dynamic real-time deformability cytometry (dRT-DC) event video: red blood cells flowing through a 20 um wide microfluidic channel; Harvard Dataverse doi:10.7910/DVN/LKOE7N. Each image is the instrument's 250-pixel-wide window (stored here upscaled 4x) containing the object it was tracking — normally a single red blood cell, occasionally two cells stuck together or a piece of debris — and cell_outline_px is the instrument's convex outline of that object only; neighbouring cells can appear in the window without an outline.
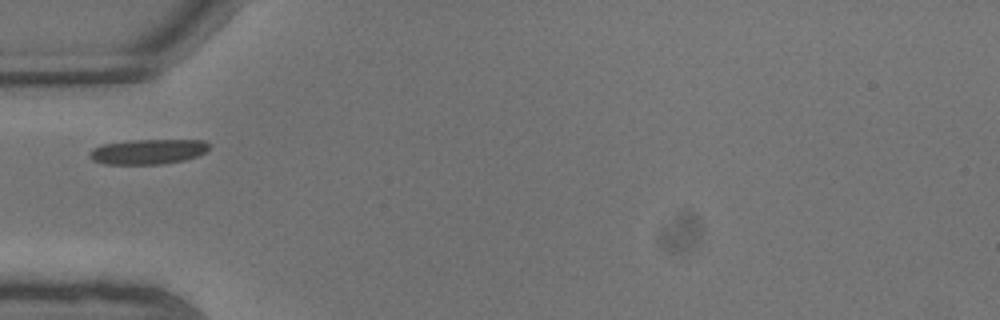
{"species": "common noctule bat (a hibernating species)", "species_latin": "Nyctalus noctula", "temperature_condition": "warm", "stored_images_in_passage": 3, "camera_frame_rate_fps": 3000, "um_per_image_px": 0.085, "animal": {"sex": "male", "body_mass_g": 13.3}, "frame": {"image": 1, "passage_image": 1, "time_ms": 0.0, "image_size_px": [1000, 320], "cell_outline_px": [[212, 144], [204, 152], [196, 156], [184, 160], [164, 164], [104, 164], [92, 160], [88, 156], [92, 148], [104, 144], [128, 140], [204, 140]], "centroid_in_image_um": [12.57, 12.89], "position_along_channel_um": 72.4, "area_um2": 17.51}}
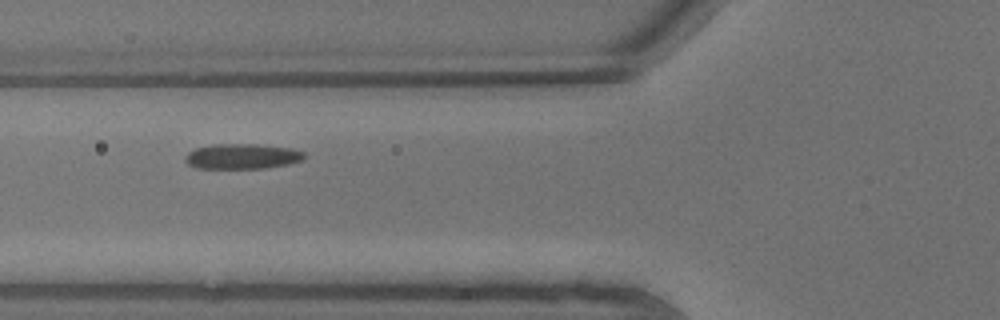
{"frame": {"image": 2, "passage_image": 2, "time_ms": 0.333, "image_size_px": [1000, 320], "cell_outline_px": [[308, 156], [304, 160], [288, 164], [264, 168], [196, 168], [188, 164], [184, 160], [184, 156], [188, 152], [196, 148], [216, 144], [256, 144], [292, 148], [304, 152]], "centroid_in_image_um": [20.61, 13.29], "position_along_channel_um": 105.2, "area_um2": 17.63}}
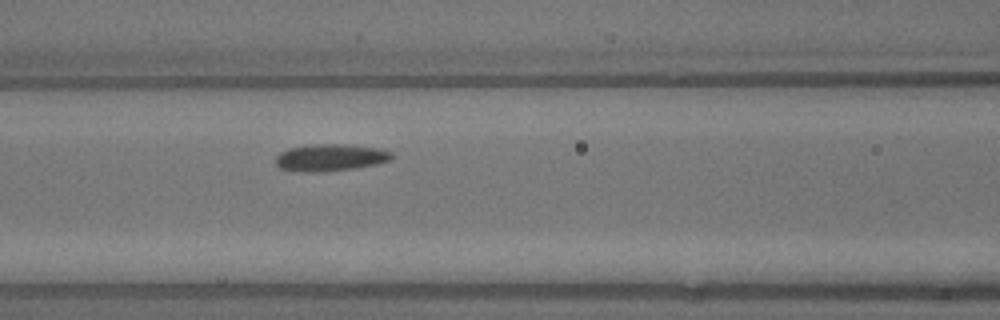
{"frame": {"image": 3, "passage_image": 3, "time_ms": 0.667, "image_size_px": [1000, 320], "cell_outline_px": [[392, 156], [388, 160], [376, 164], [356, 168], [324, 172], [300, 172], [280, 168], [276, 164], [276, 156], [280, 152], [288, 148], [312, 144], [344, 144], [376, 148], [392, 152]], "centroid_in_image_um": [28.03, 13.4], "position_along_channel_um": 138.6, "area_um2": 18.26}}